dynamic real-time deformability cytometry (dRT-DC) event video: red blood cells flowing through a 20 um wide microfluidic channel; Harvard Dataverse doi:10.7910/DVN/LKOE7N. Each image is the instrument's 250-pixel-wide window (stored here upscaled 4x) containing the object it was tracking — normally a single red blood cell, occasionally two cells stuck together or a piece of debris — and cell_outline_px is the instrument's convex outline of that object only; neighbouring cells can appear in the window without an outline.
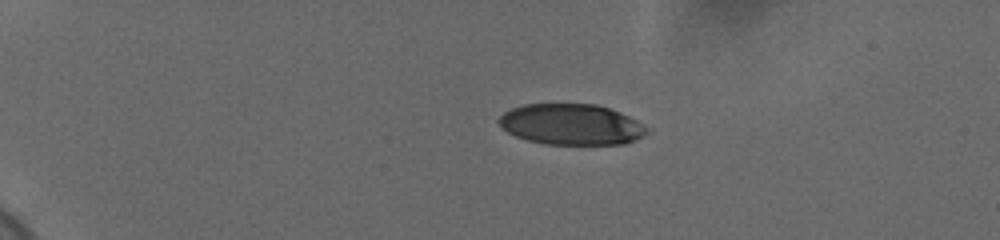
{"species": "human", "species_latin": "Homo sapiens", "temperature_condition": "cold", "stored_images_in_passage": 45, "camera_frame_rate_fps": 3000, "um_per_image_px": 0.085, "donor": {"sex": "female"}, "frame": {"image": 1, "passage_image": 1, "time_ms": 0.0, "image_size_px": [1000, 240], "cell_outline_px": [[648, 132], [624, 144], [544, 144], [528, 140], [516, 136], [508, 132], [496, 120], [504, 112], [512, 108], [524, 104], [596, 104], [620, 112], [636, 120], [648, 128]], "centroid_in_image_um": [48.53, 10.57], "position_along_channel_um": 36.5, "area_um2": 34.97}}
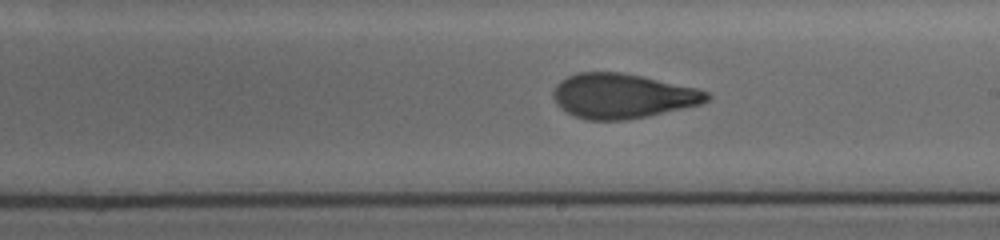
{"frame": {"image": 2, "passage_image": 24, "time_ms": 7.667, "image_size_px": [1000, 240], "cell_outline_px": [[712, 96], [708, 100], [700, 104], [648, 116], [624, 120], [588, 120], [576, 116], [560, 108], [556, 104], [552, 96], [552, 92], [556, 84], [560, 80], [576, 72], [620, 72], [640, 76], [696, 88], [708, 92]], "centroid_in_image_um": [52.87, 8.15], "position_along_channel_um": 236.1, "area_um2": 39.88}}
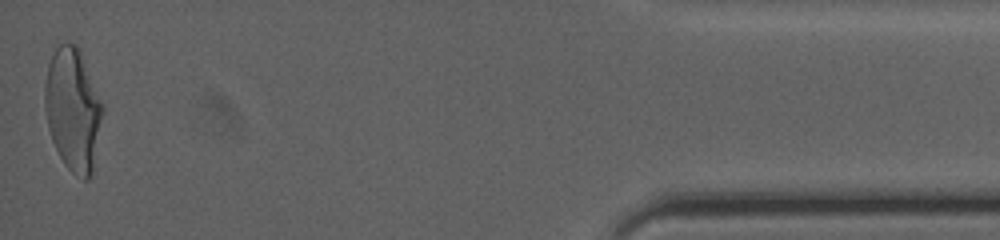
{"frame": {"image": 3, "passage_image": 45, "time_ms": 14.667, "image_size_px": [1000, 240], "cell_outline_px": [[104, 112], [92, 172], [88, 180], [84, 180], [76, 176], [64, 164], [52, 140], [48, 128], [44, 108], [44, 84], [48, 64], [56, 48], [60, 44], [76, 44], [80, 52], [104, 104]], "centroid_in_image_um": [6.2, 9.33], "position_along_channel_um": 429.0, "area_um2": 41.38}, "authors_computed_cell_mechanics": {"area_um2": 39.882, "velocity_mm_per_s": 3.6959, "shape_relaxation_time_tau1_ms": 5.957, "shape_relaxation_time_tau2_ms": 1.2746, "deformation_change_tau1": 0.1891, "deformation_change_tau2": 0.0896}}